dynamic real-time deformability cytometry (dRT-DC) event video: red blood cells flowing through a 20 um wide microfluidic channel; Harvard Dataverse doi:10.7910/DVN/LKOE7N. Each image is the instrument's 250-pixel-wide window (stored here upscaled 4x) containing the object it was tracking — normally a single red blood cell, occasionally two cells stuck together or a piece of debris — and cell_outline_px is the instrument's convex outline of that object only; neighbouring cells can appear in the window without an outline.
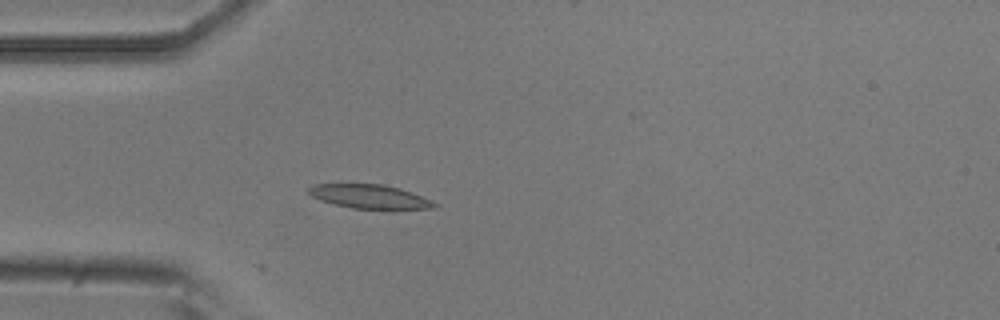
{"species": "common noctule bat (a hibernating species)", "species_latin": "Nyctalus noctula", "temperature_condition": "room temperature", "stored_images_in_passage": 16, "camera_frame_rate_fps": 3000, "um_per_image_px": 0.085, "animal": {"sex": "male", "body_mass_g": 20.5, "forearm_length_mm": 52.5}, "frame": {"image": 1, "passage_image": 16, "time_ms": 5.0, "image_size_px": [1000, 320], "cell_outline_px": [[440, 204], [436, 208], [392, 212], [352, 208], [332, 204], [320, 200], [304, 192], [312, 184], [384, 184], [400, 188], [432, 200]], "centroid_in_image_um": [31.5, 16.76], "position_along_channel_um": 53.5, "area_um2": 18.73}}